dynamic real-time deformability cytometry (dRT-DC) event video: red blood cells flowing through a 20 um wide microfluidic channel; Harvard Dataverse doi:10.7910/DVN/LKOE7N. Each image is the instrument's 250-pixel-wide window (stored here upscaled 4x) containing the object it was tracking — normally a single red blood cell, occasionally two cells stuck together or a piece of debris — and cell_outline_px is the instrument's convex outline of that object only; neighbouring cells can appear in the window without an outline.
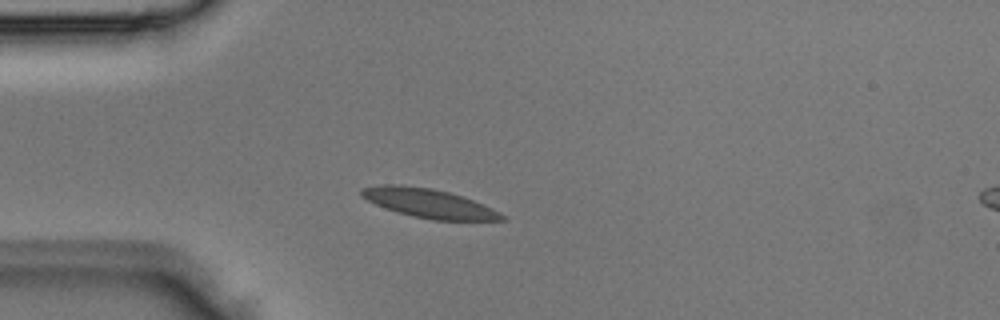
{"species": "Egyptian fruit bat (a non-hibernating species)", "species_latin": "Rousettus aegyptiacus", "temperature_condition": "room temperature", "stored_images_in_passage": 1, "camera_frame_rate_fps": 3000, "um_per_image_px": 0.085, "animal": {"sex": "male"}, "frame": {"image": 1, "passage_image": 1, "time_ms": 0.0, "image_size_px": [1000, 320], "cell_outline_px": [[508, 220], [432, 220], [412, 216], [396, 212], [384, 208], [360, 196], [360, 188], [380, 184], [400, 184], [432, 188], [448, 192], [472, 200], [492, 208], [508, 216]], "centroid_in_image_um": [36.43, 17.27], "position_along_channel_um": 48.6, "area_um2": 23.87}}